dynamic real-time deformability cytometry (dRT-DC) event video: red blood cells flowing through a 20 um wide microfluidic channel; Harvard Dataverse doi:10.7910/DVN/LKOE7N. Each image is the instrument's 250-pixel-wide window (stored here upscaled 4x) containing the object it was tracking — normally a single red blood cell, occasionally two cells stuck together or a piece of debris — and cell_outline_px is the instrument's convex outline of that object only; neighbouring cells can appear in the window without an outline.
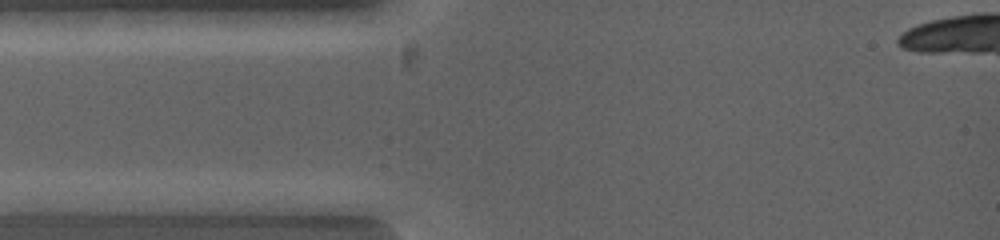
{"species": "common noctule bat (a hibernating species)", "species_latin": "Nyctalus noctula", "temperature_condition": "warm", "stored_images_in_passage": 1, "camera_frame_rate_fps": 5000, "um_per_image_px": 0.085, "animal": {"sex": "female", "body_mass_g": 19.0, "forearm_length_mm": 53.3}, "frame": {"image": 1, "passage_image": 1, "time_ms": 0.0, "image_size_px": [1000, 240], "cell_outline_px": [[304, 200], [300, 216], [272, 216], [172, 208], [140, 200]], "centroid_in_image_um": [20.29, 17.54], "position_along_channel_um": 64.7, "area_um2": 13.06}}